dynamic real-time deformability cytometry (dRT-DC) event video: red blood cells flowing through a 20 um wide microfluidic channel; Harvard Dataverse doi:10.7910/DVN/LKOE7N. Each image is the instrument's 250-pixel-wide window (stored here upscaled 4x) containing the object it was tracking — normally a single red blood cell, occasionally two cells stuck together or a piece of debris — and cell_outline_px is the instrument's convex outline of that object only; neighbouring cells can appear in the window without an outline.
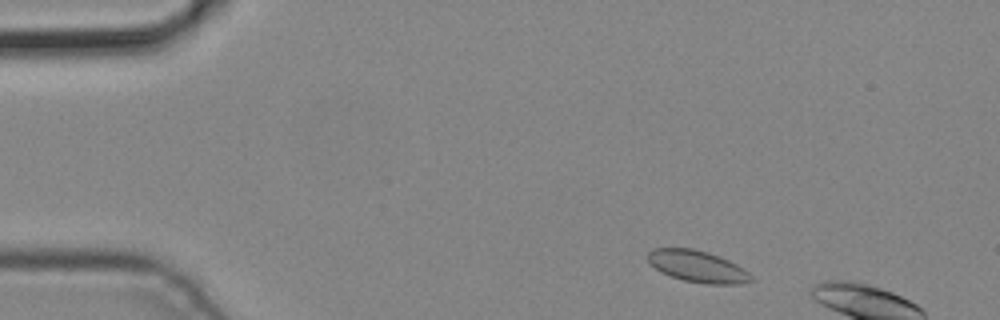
{"species": "common noctule bat (a hibernating species)", "species_latin": "Nyctalus noctula", "temperature_condition": "cold", "stored_images_in_passage": 2, "camera_frame_rate_fps": 3000, "um_per_image_px": 0.085, "animal": {"sex": "male", "body_mass_g": 19.2, "forearm_length_mm": 51.8}, "frame": {"image": 1, "passage_image": 1, "time_ms": 0.0, "image_size_px": [1000, 320], "cell_outline_px": [[752, 280], [740, 284], [704, 284], [684, 280], [660, 272], [648, 260], [648, 252], [652, 248], [692, 248], [708, 252], [720, 256], [736, 264], [748, 272], [752, 276]], "centroid_in_image_um": [59.29, 22.64], "position_along_channel_um": 25.7, "area_um2": 18.96}}